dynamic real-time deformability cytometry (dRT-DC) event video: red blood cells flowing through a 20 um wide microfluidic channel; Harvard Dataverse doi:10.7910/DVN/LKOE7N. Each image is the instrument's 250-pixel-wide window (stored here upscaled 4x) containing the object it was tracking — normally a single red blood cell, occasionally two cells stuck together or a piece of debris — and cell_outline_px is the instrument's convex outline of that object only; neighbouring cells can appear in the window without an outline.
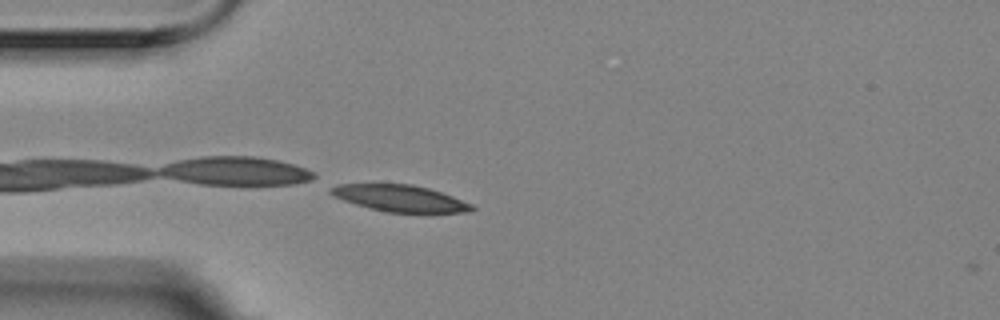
{"species": "Egyptian fruit bat (a non-hibernating species)", "species_latin": "Rousettus aegyptiacus", "temperature_condition": "room temperature", "stored_images_in_passage": 5, "camera_frame_rate_fps": 3000, "um_per_image_px": 0.085, "animal": {"sex": "female"}, "frame": {"image": 1, "passage_image": 5, "time_ms": 1.333, "image_size_px": [1000, 320], "cell_outline_px": [[476, 208], [472, 212], [432, 216], [388, 212], [368, 208], [332, 196], [328, 192], [328, 188], [336, 184], [412, 184], [428, 188], [452, 196], [472, 204]], "centroid_in_image_um": [34.1, 16.91], "position_along_channel_um": 50.9, "area_um2": 23.0}}